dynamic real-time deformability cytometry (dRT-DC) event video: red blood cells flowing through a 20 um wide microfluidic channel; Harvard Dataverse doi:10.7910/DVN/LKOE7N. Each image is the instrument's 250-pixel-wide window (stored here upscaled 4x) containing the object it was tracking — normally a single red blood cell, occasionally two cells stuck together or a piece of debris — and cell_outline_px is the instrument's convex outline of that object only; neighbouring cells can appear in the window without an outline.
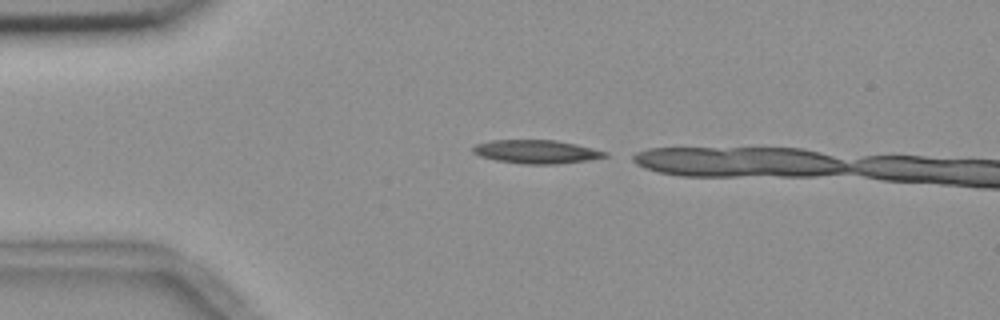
{"species": "common noctule bat (a hibernating species)", "species_latin": "Nyctalus noctula", "temperature_condition": "room temperature", "stored_images_in_passage": 4, "camera_frame_rate_fps": 3000, "um_per_image_px": 0.085, "animal": {"sex": "female", "body_mass_g": 18.4}, "frame": {"image": 1, "passage_image": 1, "time_ms": 0.0, "image_size_px": [1000, 320], "cell_outline_px": [[608, 156], [588, 160], [556, 164], [528, 164], [496, 160], [480, 156], [472, 152], [472, 148], [476, 144], [492, 140], [556, 140], [576, 144], [608, 152]], "centroid_in_image_um": [45.6, 12.89], "position_along_channel_um": 39.4, "area_um2": 17.98}}